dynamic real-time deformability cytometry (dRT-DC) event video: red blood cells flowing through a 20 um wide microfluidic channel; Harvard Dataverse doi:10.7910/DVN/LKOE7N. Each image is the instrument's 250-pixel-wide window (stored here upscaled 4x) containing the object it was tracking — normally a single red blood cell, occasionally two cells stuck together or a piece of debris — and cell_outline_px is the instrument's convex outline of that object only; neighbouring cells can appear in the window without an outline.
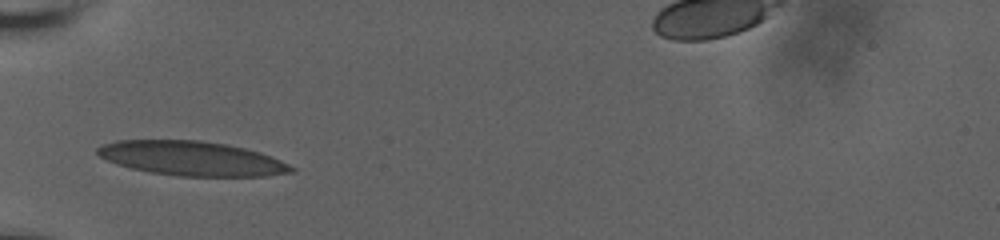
{"species": "human", "species_latin": "Homo sapiens", "temperature_condition": "room temperature", "stored_images_in_passage": 2, "camera_frame_rate_fps": 3000, "um_per_image_px": 0.085, "donor": {"sex": "male"}, "frame": {"image": 1, "passage_image": 1, "time_ms": 0.0, "image_size_px": [1000, 240], "cell_outline_px": [[296, 172], [264, 176], [176, 176], [152, 172], [132, 168], [116, 164], [100, 156], [96, 152], [96, 148], [100, 144], [116, 140], [200, 140], [228, 144], [260, 152], [272, 156], [296, 168]], "centroid_in_image_um": [16.31, 13.46], "position_along_channel_um": 68.7, "area_um2": 39.02}}